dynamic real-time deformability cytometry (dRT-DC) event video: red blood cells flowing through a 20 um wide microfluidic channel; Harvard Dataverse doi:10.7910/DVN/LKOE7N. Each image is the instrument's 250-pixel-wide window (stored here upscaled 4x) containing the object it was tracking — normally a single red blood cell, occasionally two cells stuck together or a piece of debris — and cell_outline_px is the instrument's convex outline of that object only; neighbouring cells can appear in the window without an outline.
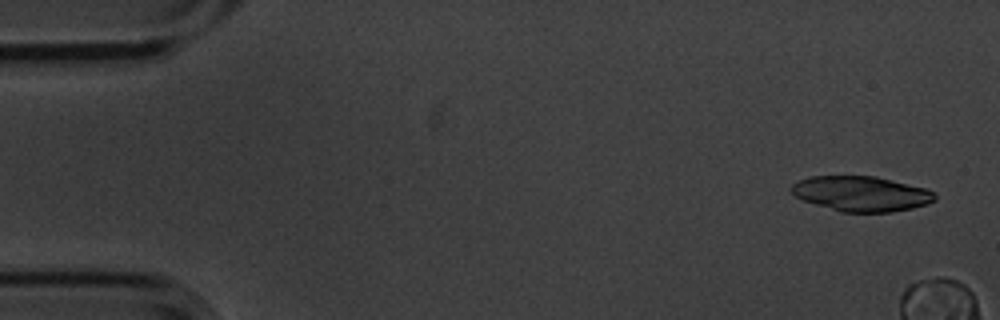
{"species": "common noctule bat (a hibernating species)", "species_latin": "Nyctalus noctula", "temperature_condition": "cold", "stored_images_in_passage": 5, "camera_frame_rate_fps": 3000, "um_per_image_px": 0.085, "animal": {"sex": "male", "body_mass_g": 20.1, "forearm_length_mm": 53.5}, "frame": {"image": 1, "passage_image": 1, "time_ms": 0.0, "image_size_px": [1000, 320], "cell_outline_px": [[936, 200], [928, 204], [912, 208], [892, 212], [840, 212], [804, 200], [796, 196], [788, 188], [792, 184], [800, 180], [812, 176], [876, 176], [928, 188], [936, 196]], "centroid_in_image_um": [73.24, 16.46], "position_along_channel_um": 11.8, "area_um2": 29.42}}
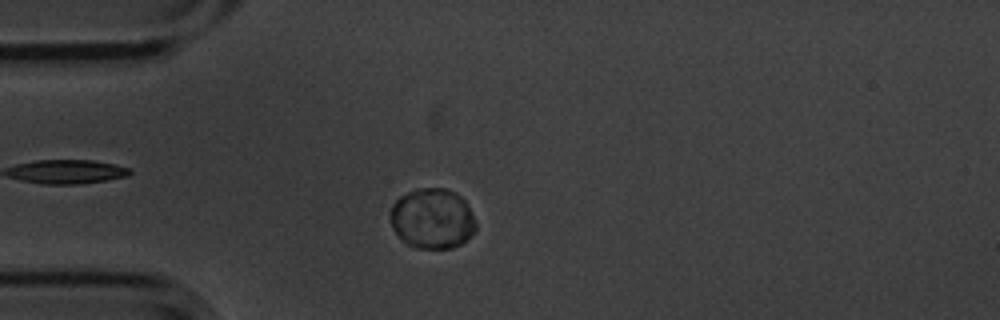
{"frame": {"image": 2, "passage_image": 5, "time_ms": 1.333, "image_size_px": [1000, 320], "cell_outline_px": [[476, 228], [460, 244], [452, 248], [416, 248], [408, 244], [392, 228], [388, 212], [392, 204], [400, 196], [408, 192], [420, 188], [444, 188], [456, 192], [464, 200], [476, 224]], "centroid_in_image_um": [36.7, 18.56], "position_along_channel_um": 48.3, "area_um2": 29.82}}